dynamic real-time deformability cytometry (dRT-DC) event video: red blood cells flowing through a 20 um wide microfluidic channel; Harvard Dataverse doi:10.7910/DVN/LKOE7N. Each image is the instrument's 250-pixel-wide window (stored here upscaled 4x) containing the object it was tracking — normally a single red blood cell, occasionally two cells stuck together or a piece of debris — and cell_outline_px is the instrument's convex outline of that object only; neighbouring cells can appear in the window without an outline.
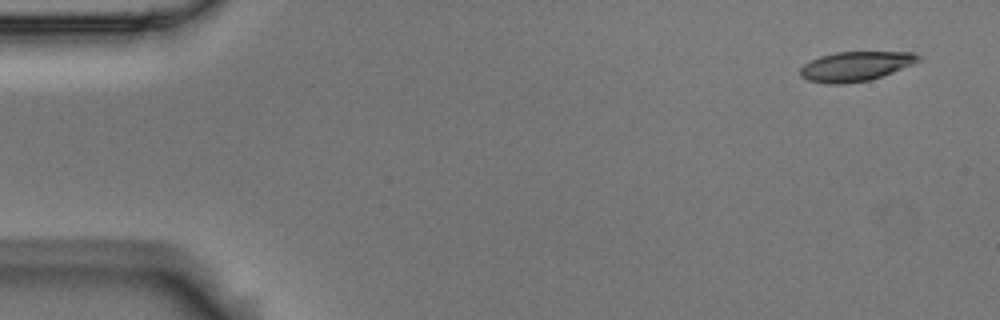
{"species": "Egyptian fruit bat (a non-hibernating species)", "species_latin": "Rousettus aegyptiacus", "temperature_condition": "room temperature", "stored_images_in_passage": 10, "camera_frame_rate_fps": 3000, "um_per_image_px": 0.085, "animal": {"sex": "male"}, "frame": {"image": 1, "passage_image": 1, "time_ms": 0.0, "image_size_px": [1000, 320], "cell_outline_px": [[920, 60], [912, 64], [892, 72], [868, 80], [844, 84], [828, 84], [808, 80], [800, 76], [800, 68], [804, 64], [820, 56], [836, 52], [912, 52], [920, 56]], "centroid_in_image_um": [72.69, 5.63], "position_along_channel_um": 12.3, "area_um2": 20.11}}
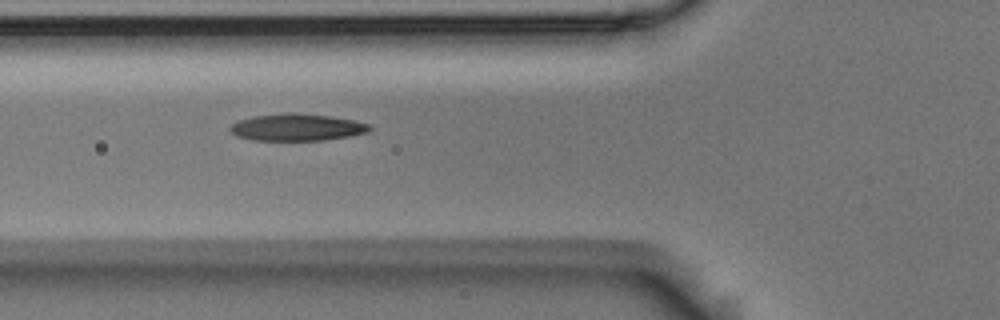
{"frame": {"image": 2, "passage_image": 6, "time_ms": 1.667, "image_size_px": [1000, 320], "cell_outline_px": [[372, 128], [368, 132], [348, 136], [324, 140], [252, 140], [236, 136], [228, 128], [236, 120], [252, 116], [288, 112], [292, 112], [332, 116], [352, 120], [368, 124]], "centroid_in_image_um": [25.19, 10.81], "position_along_channel_um": 100.6, "area_um2": 22.02}}
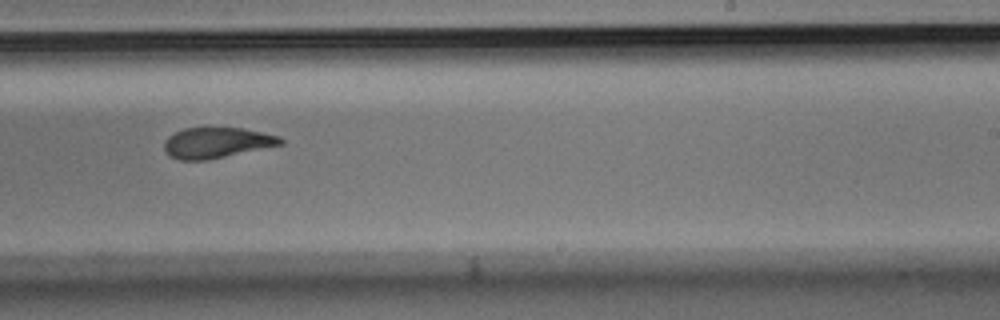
{"frame": {"image": 3, "passage_image": 10, "time_ms": 3.0, "image_size_px": [1000, 320], "cell_outline_px": [[284, 144], [204, 160], [180, 160], [172, 156], [164, 148], [164, 144], [168, 136], [184, 128], [240, 128], [280, 136], [284, 140]], "centroid_in_image_um": [18.43, 12.12], "position_along_channel_um": 270.6, "area_um2": 20.29}}